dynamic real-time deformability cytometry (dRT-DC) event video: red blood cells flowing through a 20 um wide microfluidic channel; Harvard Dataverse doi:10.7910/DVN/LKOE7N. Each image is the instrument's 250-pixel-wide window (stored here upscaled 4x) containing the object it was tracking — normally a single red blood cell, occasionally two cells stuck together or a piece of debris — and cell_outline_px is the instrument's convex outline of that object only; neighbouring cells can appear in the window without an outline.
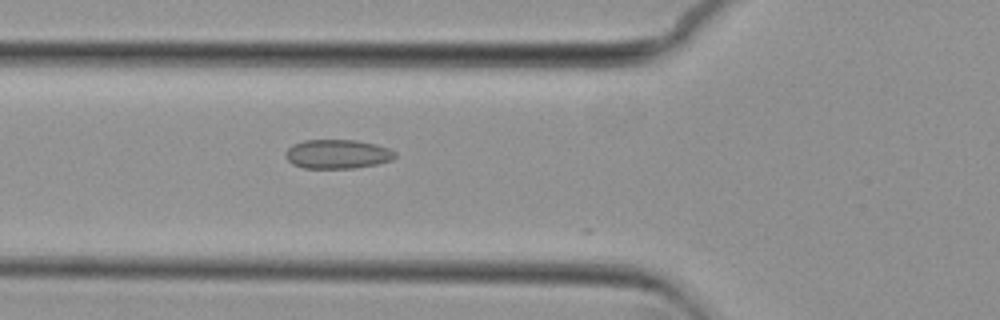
{"species": "common noctule bat (a hibernating species)", "species_latin": "Nyctalus noctula", "temperature_condition": "cold", "stored_images_in_passage": 9, "camera_frame_rate_fps": 3000, "um_per_image_px": 0.085, "animal": {"sex": "female", "body_mass_g": 29.2, "forearm_length_mm": 56.3}, "frame": {"image": 1, "passage_image": 3, "time_ms": 0.667, "image_size_px": [1000, 320], "cell_outline_px": [[396, 156], [392, 160], [376, 164], [356, 168], [304, 168], [292, 164], [284, 156], [284, 152], [292, 144], [304, 140], [356, 140], [376, 144], [388, 148], [396, 152]], "centroid_in_image_um": [28.66, 13.09], "position_along_channel_um": 97.1, "area_um2": 18.73}}
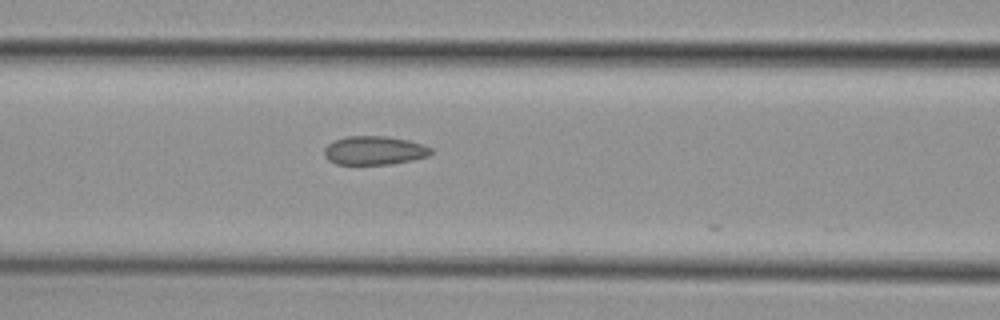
{"frame": {"image": 2, "passage_image": 6, "time_ms": 1.667, "image_size_px": [1000, 320], "cell_outline_px": [[432, 152], [428, 156], [412, 160], [392, 164], [336, 164], [328, 160], [324, 156], [324, 148], [328, 144], [336, 140], [348, 136], [384, 136], [408, 140], [432, 148]], "centroid_in_image_um": [31.8, 12.79], "position_along_channel_um": 134.8, "area_um2": 17.74}}